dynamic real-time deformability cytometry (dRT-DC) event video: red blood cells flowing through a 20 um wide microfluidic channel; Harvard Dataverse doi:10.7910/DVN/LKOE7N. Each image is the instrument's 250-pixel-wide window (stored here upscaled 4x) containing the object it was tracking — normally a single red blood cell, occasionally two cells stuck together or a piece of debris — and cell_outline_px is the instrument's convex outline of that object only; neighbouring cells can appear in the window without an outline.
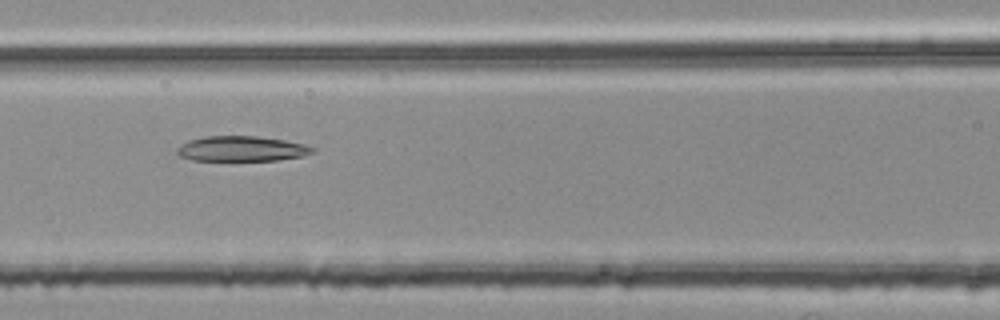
{"species": "common noctule bat (a hibernating species)", "species_latin": "Nyctalus noctula", "temperature_condition": "room temperature", "stored_images_in_passage": 41, "camera_frame_rate_fps": 3000, "um_per_image_px": 0.085, "animal": {"sex": "female", "body_mass_g": 25.1}, "frame": {"image": 1, "passage_image": 10, "time_ms": 3.0, "image_size_px": [1000, 320], "cell_outline_px": [[316, 152], [304, 156], [280, 160], [192, 160], [180, 156], [176, 152], [176, 148], [180, 144], [188, 140], [204, 136], [256, 136], [284, 140], [304, 144], [316, 148]], "centroid_in_image_um": [20.55, 12.64], "position_along_channel_um": 146.0, "area_um2": 20.06}}
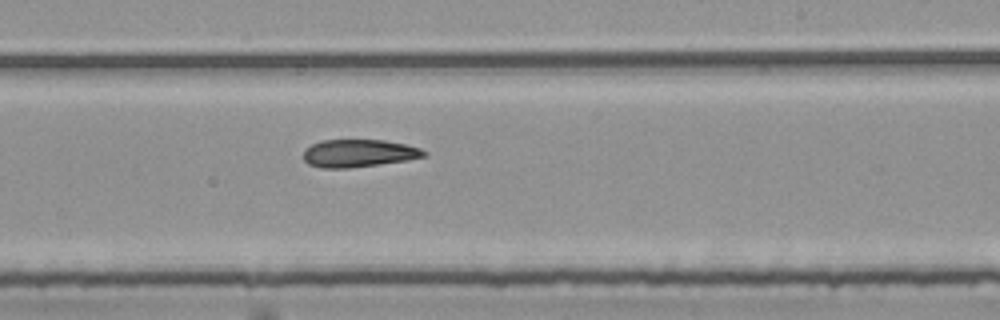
{"frame": {"image": 2, "passage_image": 19, "time_ms": 6.0, "image_size_px": [1000, 320], "cell_outline_px": [[428, 156], [408, 160], [380, 164], [348, 168], [320, 168], [308, 164], [304, 160], [304, 148], [320, 140], [384, 140], [404, 144], [420, 148], [428, 152]], "centroid_in_image_um": [30.49, 13.03], "position_along_channel_um": 258.5, "area_um2": 19.59}}
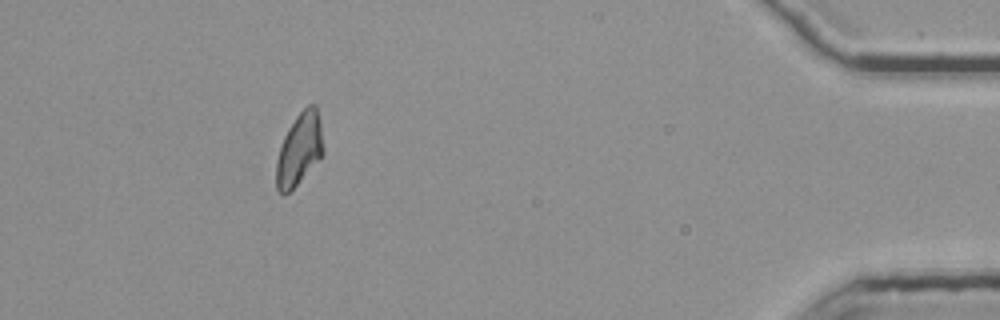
{"frame": {"image": 3, "passage_image": 36, "time_ms": 11.667, "image_size_px": [1000, 320], "cell_outline_px": [[324, 152], [296, 184], [284, 196], [276, 188], [276, 160], [284, 136], [288, 128], [296, 116], [308, 104], [316, 104], [320, 120], [324, 148]], "centroid_in_image_um": [25.44, 12.65], "position_along_channel_um": 409.8, "area_um2": 19.48}, "authors_computed_cell_mechanics": {"area_um2": 20.0566, "velocity_mm_per_s": 3.759, "shape_relaxation_time_tau1_ms": null, "shape_relaxation_time_tau2_ms": 6.6073, "deformation_change_tau1": null, "deformation_change_tau2": 0.1492}}